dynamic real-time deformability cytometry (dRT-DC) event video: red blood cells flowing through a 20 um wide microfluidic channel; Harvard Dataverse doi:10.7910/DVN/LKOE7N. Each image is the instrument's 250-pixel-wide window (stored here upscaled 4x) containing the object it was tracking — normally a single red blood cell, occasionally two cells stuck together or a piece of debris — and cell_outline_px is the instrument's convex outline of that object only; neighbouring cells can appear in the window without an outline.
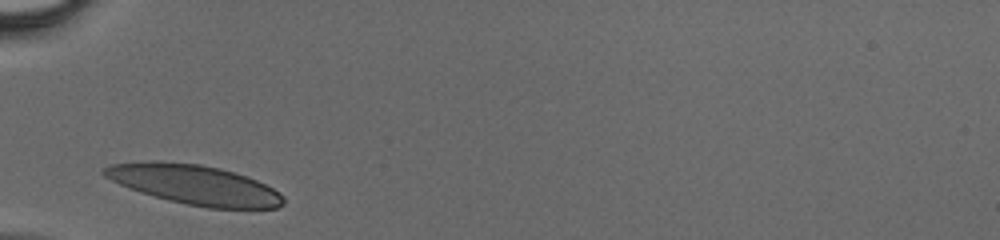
{"species": "human", "species_latin": "Homo sapiens", "temperature_condition": "cold", "stored_images_in_passage": 23, "camera_frame_rate_fps": 3000, "um_per_image_px": 0.085, "donor": {"sex": "male"}, "frame": {"image": 1, "passage_image": 1, "time_ms": 0.0, "image_size_px": [1000, 240], "cell_outline_px": [[284, 204], [276, 208], [208, 208], [168, 200], [120, 184], [104, 176], [100, 172], [104, 168], [112, 164], [156, 160], [160, 160], [200, 164], [220, 168], [256, 180], [280, 192], [284, 200]], "centroid_in_image_um": [16.54, 15.69], "position_along_channel_um": 68.5, "area_um2": 40.86}}
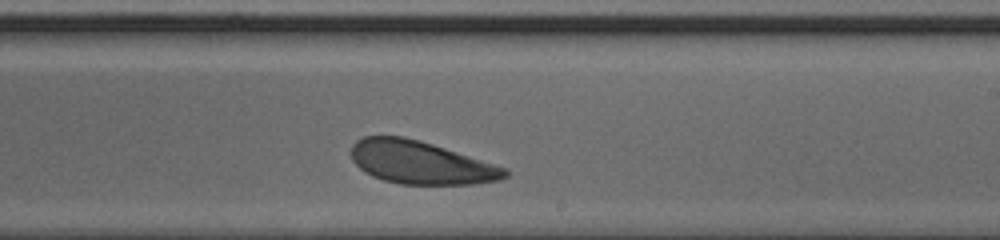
{"frame": {"image": 2, "passage_image": 14, "time_ms": 4.333, "image_size_px": [1000, 240], "cell_outline_px": [[508, 176], [500, 180], [472, 184], [400, 184], [384, 180], [372, 176], [364, 172], [352, 160], [352, 144], [356, 140], [364, 136], [404, 136], [420, 140], [508, 168]], "centroid_in_image_um": [35.76, 13.81], "position_along_channel_um": 253.2, "area_um2": 38.49}}
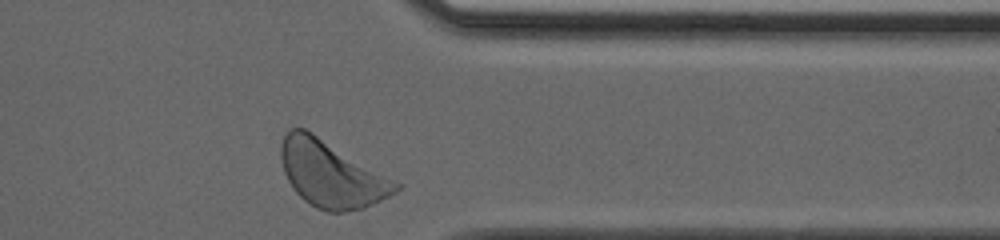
{"frame": {"image": 3, "passage_image": 23, "time_ms": 7.333, "image_size_px": [1000, 240], "cell_outline_px": [[400, 188], [396, 192], [364, 208], [344, 212], [328, 212], [316, 208], [304, 200], [296, 192], [288, 180], [284, 172], [280, 160], [280, 148], [284, 136], [292, 128], [304, 128], [312, 132], [400, 184]], "centroid_in_image_um": [28.12, 14.81], "position_along_channel_um": 383.3, "area_um2": 43.64}}